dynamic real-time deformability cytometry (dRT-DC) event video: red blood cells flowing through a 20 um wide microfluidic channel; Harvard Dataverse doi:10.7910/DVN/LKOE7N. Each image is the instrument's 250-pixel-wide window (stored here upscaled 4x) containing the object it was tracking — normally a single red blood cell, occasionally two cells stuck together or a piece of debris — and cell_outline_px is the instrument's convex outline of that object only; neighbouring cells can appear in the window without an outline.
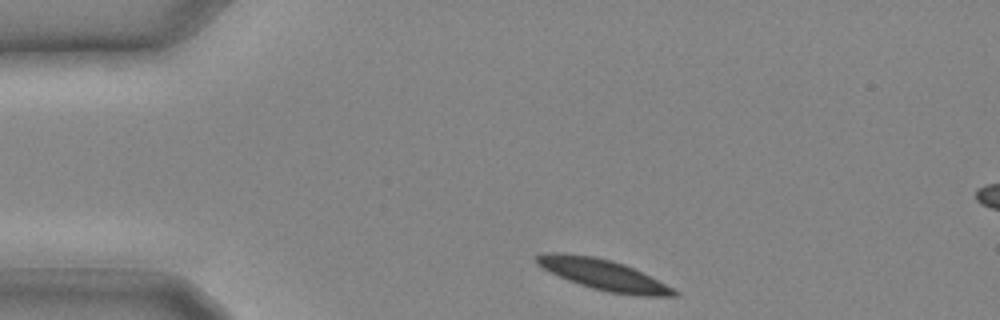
{"species": "common noctule bat (a hibernating species)", "species_latin": "Nyctalus noctula", "temperature_condition": "cold", "stored_images_in_passage": 24, "camera_frame_rate_fps": 3000, "um_per_image_px": 0.085, "animal": {"sex": "male", "body_mass_g": 20.4}, "frame": {"image": 1, "passage_image": 1, "time_ms": 0.0, "image_size_px": [1000, 320], "cell_outline_px": [[680, 296], [636, 296], [608, 292], [592, 288], [568, 280], [536, 264], [536, 256], [544, 252], [564, 252], [596, 256], [612, 260], [624, 264], [680, 292]], "centroid_in_image_um": [51.26, 23.34], "position_along_channel_um": 33.7, "area_um2": 24.39}}
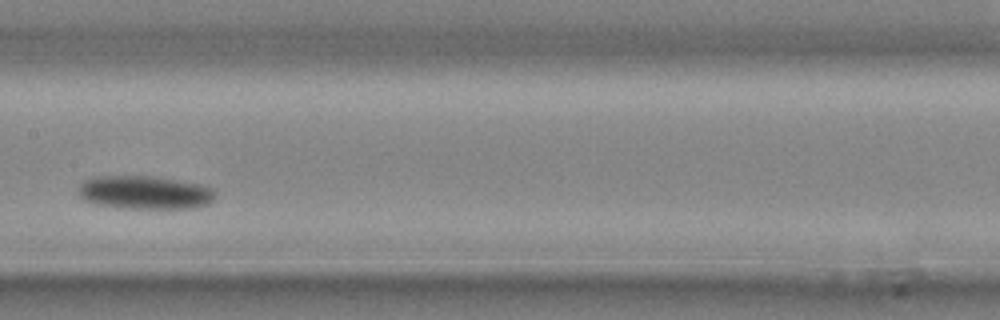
{"frame": {"image": 2, "passage_image": 10, "time_ms": 3.0, "image_size_px": [1000, 320], "cell_outline_px": [[216, 200], [208, 204], [196, 208], [120, 208], [96, 204], [84, 200], [80, 196], [76, 188], [84, 180], [96, 176], [148, 176], [176, 180], [200, 184], [212, 188], [216, 192]], "centroid_in_image_um": [12.31, 16.37], "position_along_channel_um": 195.1, "area_um2": 26.88}}
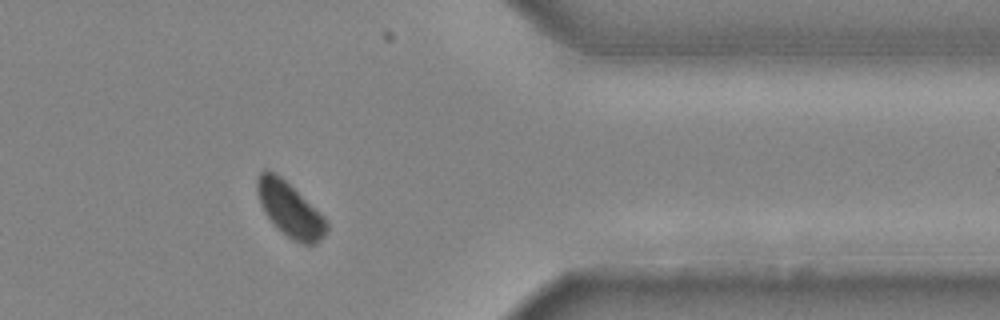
{"frame": {"image": 3, "passage_image": 19, "time_ms": 6.0, "image_size_px": [1000, 320], "cell_outline_px": [[328, 228], [324, 236], [316, 244], [300, 244], [292, 240], [276, 228], [264, 212], [260, 204], [256, 188], [256, 180], [260, 172], [264, 168], [276, 172], [324, 216], [328, 224]], "centroid_in_image_um": [24.62, 17.81], "position_along_channel_um": 386.8, "area_um2": 22.2}}